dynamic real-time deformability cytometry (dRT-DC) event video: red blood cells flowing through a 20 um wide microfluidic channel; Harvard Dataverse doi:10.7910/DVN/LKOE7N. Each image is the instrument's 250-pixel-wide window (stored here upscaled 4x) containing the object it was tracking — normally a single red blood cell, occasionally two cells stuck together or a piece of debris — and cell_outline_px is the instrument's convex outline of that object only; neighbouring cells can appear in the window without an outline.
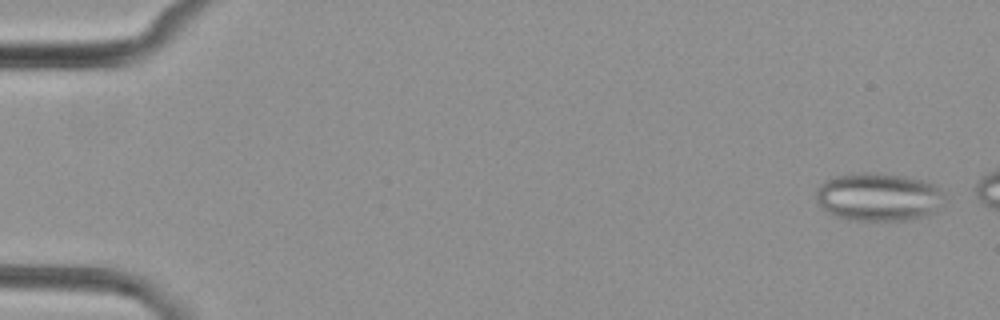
{"species": "common noctule bat (a hibernating species)", "species_latin": "Nyctalus noctula", "temperature_condition": "cold", "stored_images_in_passage": 12, "camera_frame_rate_fps": 3000, "um_per_image_px": 0.085, "animal": {"sex": "female", "body_mass_g": 29.2, "forearm_length_mm": 56.3}, "frame": {"image": 1, "passage_image": 1, "time_ms": 0.0, "image_size_px": [1000, 320], "cell_outline_px": [[944, 192], [936, 208], [932, 212], [924, 216], [908, 220], [848, 220], [836, 216], [828, 212], [820, 204], [816, 196], [816, 192], [820, 184], [824, 180], [836, 176], [864, 172], [868, 172], [904, 176], [924, 180], [936, 184]], "centroid_in_image_um": [74.65, 16.73], "position_along_channel_um": 10.3, "area_um2": 35.72}}